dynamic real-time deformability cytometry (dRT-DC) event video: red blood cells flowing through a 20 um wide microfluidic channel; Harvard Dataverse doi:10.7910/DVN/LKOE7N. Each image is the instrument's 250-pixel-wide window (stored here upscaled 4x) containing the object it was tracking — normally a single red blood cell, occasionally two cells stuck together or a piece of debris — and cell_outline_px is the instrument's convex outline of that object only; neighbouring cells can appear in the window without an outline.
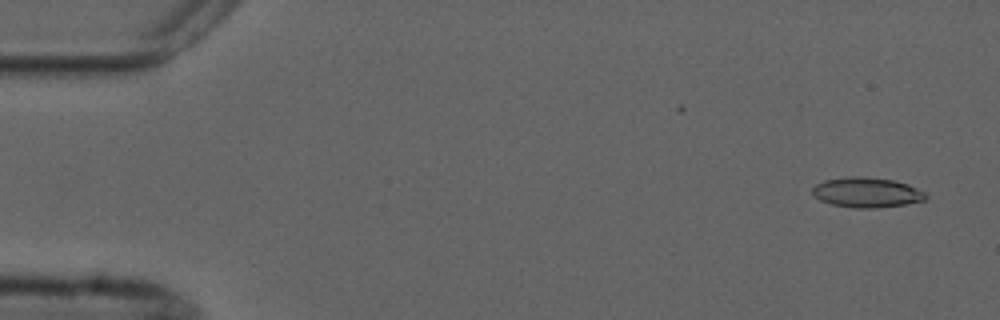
{"species": "common noctule bat (a hibernating species)", "species_latin": "Nyctalus noctula", "temperature_condition": "cold", "stored_images_in_passage": 4, "camera_frame_rate_fps": 3000, "um_per_image_px": 0.085, "animal": {"sex": "male", "forearm_length_mm": 52.5}, "frame": {"image": 1, "passage_image": 1, "time_ms": 0.0, "image_size_px": [1000, 320], "cell_outline_px": [[928, 196], [924, 200], [904, 204], [872, 208], [856, 208], [832, 204], [820, 200], [812, 196], [812, 188], [816, 184], [824, 180], [848, 176], [864, 176], [892, 180], [908, 184], [924, 192]], "centroid_in_image_um": [73.63, 16.34], "position_along_channel_um": 11.4, "area_um2": 19.77}}